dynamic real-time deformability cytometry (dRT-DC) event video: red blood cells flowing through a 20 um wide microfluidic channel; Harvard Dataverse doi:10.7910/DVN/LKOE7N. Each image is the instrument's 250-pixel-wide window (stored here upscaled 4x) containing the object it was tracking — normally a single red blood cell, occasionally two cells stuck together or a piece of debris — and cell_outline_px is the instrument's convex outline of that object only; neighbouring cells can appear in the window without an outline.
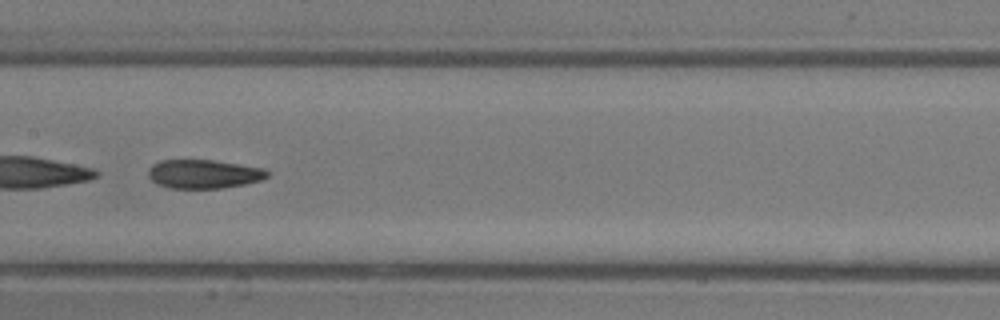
{"species": "common noctule bat (a hibernating species)", "species_latin": "Nyctalus noctula", "temperature_condition": "room temperature", "stored_images_in_passage": 42, "camera_frame_rate_fps": 3000, "um_per_image_px": 0.085, "animal": {"sex": "male", "body_mass_g": 13.3}, "frame": {"image": 1, "passage_image": 20, "time_ms": 6.333, "image_size_px": [1000, 320], "cell_outline_px": [[268, 176], [260, 180], [244, 184], [220, 188], [168, 188], [156, 184], [148, 176], [148, 168], [152, 164], [160, 160], [212, 160], [264, 168], [268, 172]], "centroid_in_image_um": [17.26, 14.79], "position_along_channel_um": 190.1, "area_um2": 19.94}}
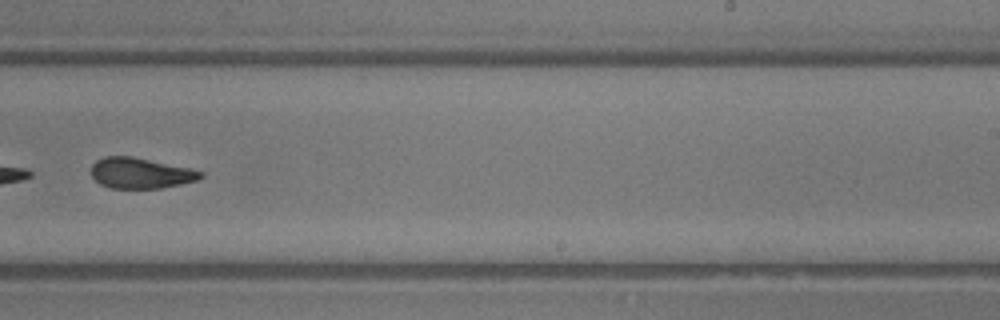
{"frame": {"image": 2, "passage_image": 26, "time_ms": 8.333, "image_size_px": [1000, 320], "cell_outline_px": [[204, 176], [200, 180], [160, 188], [112, 188], [100, 184], [92, 176], [92, 164], [96, 160], [104, 156], [132, 156], [192, 168], [204, 172]], "centroid_in_image_um": [11.99, 14.7], "position_along_channel_um": 277.0, "area_um2": 19.71}, "authors_computed_cell_mechanics": {"area_um2": 21.1259, "velocity_mm_per_s": 4.3731, "shape_relaxation_time_tau1_ms": 5.5425, "shape_relaxation_time_tau2_ms": 2.8224, "deformation_change_tau1": 0.2223, "deformation_change_tau2": 0.1165}}